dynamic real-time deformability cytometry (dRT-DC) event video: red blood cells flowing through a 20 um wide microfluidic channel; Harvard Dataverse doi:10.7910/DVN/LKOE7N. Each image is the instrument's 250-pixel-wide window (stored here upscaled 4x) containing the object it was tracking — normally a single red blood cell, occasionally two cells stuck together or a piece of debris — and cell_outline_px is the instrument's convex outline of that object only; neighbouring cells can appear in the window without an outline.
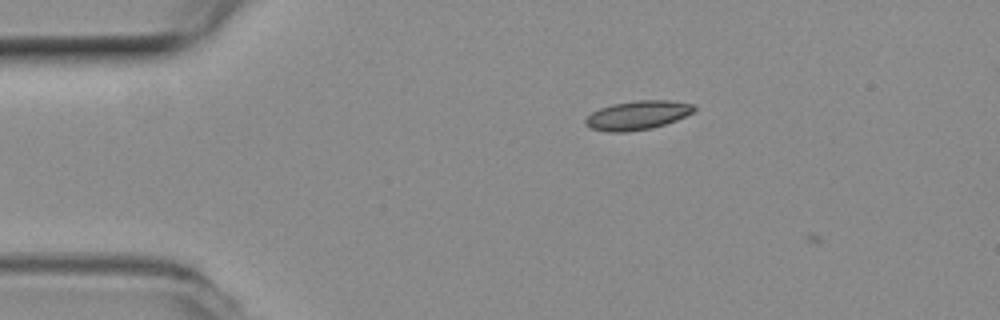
{"species": "common noctule bat (a hibernating species)", "species_latin": "Nyctalus noctula", "temperature_condition": "room temperature", "stored_images_in_passage": 4, "camera_frame_rate_fps": 3000, "um_per_image_px": 0.085, "animal": {"sex": "female", "body_mass_g": 19.3, "forearm_length_mm": 54.1}, "frame": {"image": 1, "passage_image": 3, "time_ms": 0.667, "image_size_px": [1000, 320], "cell_outline_px": [[696, 108], [692, 112], [676, 120], [652, 128], [624, 132], [608, 132], [592, 128], [584, 124], [584, 120], [592, 112], [600, 108], [612, 104], [640, 100], [668, 100], [692, 104]], "centroid_in_image_um": [54.16, 9.79], "position_along_channel_um": 30.8, "area_um2": 18.09}}